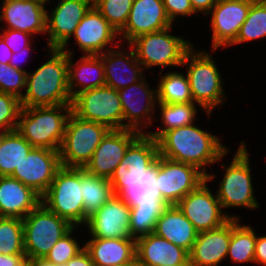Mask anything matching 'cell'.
<instances>
[{
  "label": "cell",
  "mask_w": 266,
  "mask_h": 266,
  "mask_svg": "<svg viewBox=\"0 0 266 266\" xmlns=\"http://www.w3.org/2000/svg\"><path fill=\"white\" fill-rule=\"evenodd\" d=\"M81 183L86 224L115 194L109 179L89 174L84 168H81Z\"/></svg>",
  "instance_id": "cell-30"
},
{
  "label": "cell",
  "mask_w": 266,
  "mask_h": 266,
  "mask_svg": "<svg viewBox=\"0 0 266 266\" xmlns=\"http://www.w3.org/2000/svg\"><path fill=\"white\" fill-rule=\"evenodd\" d=\"M27 71L13 68L10 64L0 63V92L16 96L20 100L24 96L20 90L25 89Z\"/></svg>",
  "instance_id": "cell-40"
},
{
  "label": "cell",
  "mask_w": 266,
  "mask_h": 266,
  "mask_svg": "<svg viewBox=\"0 0 266 266\" xmlns=\"http://www.w3.org/2000/svg\"><path fill=\"white\" fill-rule=\"evenodd\" d=\"M60 49L68 54V89L72 99L85 90L106 86L104 65L99 55H83L73 65L72 52L66 47Z\"/></svg>",
  "instance_id": "cell-26"
},
{
  "label": "cell",
  "mask_w": 266,
  "mask_h": 266,
  "mask_svg": "<svg viewBox=\"0 0 266 266\" xmlns=\"http://www.w3.org/2000/svg\"><path fill=\"white\" fill-rule=\"evenodd\" d=\"M158 84V89H156L158 103H194L187 75L180 72H168L161 76Z\"/></svg>",
  "instance_id": "cell-34"
},
{
  "label": "cell",
  "mask_w": 266,
  "mask_h": 266,
  "mask_svg": "<svg viewBox=\"0 0 266 266\" xmlns=\"http://www.w3.org/2000/svg\"><path fill=\"white\" fill-rule=\"evenodd\" d=\"M71 104L22 107L16 130L34 147L60 151Z\"/></svg>",
  "instance_id": "cell-3"
},
{
  "label": "cell",
  "mask_w": 266,
  "mask_h": 266,
  "mask_svg": "<svg viewBox=\"0 0 266 266\" xmlns=\"http://www.w3.org/2000/svg\"><path fill=\"white\" fill-rule=\"evenodd\" d=\"M231 218L221 227L198 233L189 252V266H218L228 254Z\"/></svg>",
  "instance_id": "cell-23"
},
{
  "label": "cell",
  "mask_w": 266,
  "mask_h": 266,
  "mask_svg": "<svg viewBox=\"0 0 266 266\" xmlns=\"http://www.w3.org/2000/svg\"><path fill=\"white\" fill-rule=\"evenodd\" d=\"M21 100L14 95L0 92V129L16 130L21 112Z\"/></svg>",
  "instance_id": "cell-42"
},
{
  "label": "cell",
  "mask_w": 266,
  "mask_h": 266,
  "mask_svg": "<svg viewBox=\"0 0 266 266\" xmlns=\"http://www.w3.org/2000/svg\"><path fill=\"white\" fill-rule=\"evenodd\" d=\"M219 140L218 136L211 135L192 123L165 132L157 143L160 156L193 165L207 176L209 173H206V165L216 163L228 154V148Z\"/></svg>",
  "instance_id": "cell-1"
},
{
  "label": "cell",
  "mask_w": 266,
  "mask_h": 266,
  "mask_svg": "<svg viewBox=\"0 0 266 266\" xmlns=\"http://www.w3.org/2000/svg\"><path fill=\"white\" fill-rule=\"evenodd\" d=\"M33 148L17 130L4 132L0 140V177L11 176Z\"/></svg>",
  "instance_id": "cell-31"
},
{
  "label": "cell",
  "mask_w": 266,
  "mask_h": 266,
  "mask_svg": "<svg viewBox=\"0 0 266 266\" xmlns=\"http://www.w3.org/2000/svg\"><path fill=\"white\" fill-rule=\"evenodd\" d=\"M133 0H93V5L119 33L126 25Z\"/></svg>",
  "instance_id": "cell-38"
},
{
  "label": "cell",
  "mask_w": 266,
  "mask_h": 266,
  "mask_svg": "<svg viewBox=\"0 0 266 266\" xmlns=\"http://www.w3.org/2000/svg\"><path fill=\"white\" fill-rule=\"evenodd\" d=\"M188 253L194 245L198 232L177 205H167L156 221L154 232Z\"/></svg>",
  "instance_id": "cell-28"
},
{
  "label": "cell",
  "mask_w": 266,
  "mask_h": 266,
  "mask_svg": "<svg viewBox=\"0 0 266 266\" xmlns=\"http://www.w3.org/2000/svg\"><path fill=\"white\" fill-rule=\"evenodd\" d=\"M166 206L160 198H151L130 206L131 236L137 238L153 233L156 221Z\"/></svg>",
  "instance_id": "cell-32"
},
{
  "label": "cell",
  "mask_w": 266,
  "mask_h": 266,
  "mask_svg": "<svg viewBox=\"0 0 266 266\" xmlns=\"http://www.w3.org/2000/svg\"><path fill=\"white\" fill-rule=\"evenodd\" d=\"M238 218H231V237L228 254L235 263L253 262L257 236L248 225H240Z\"/></svg>",
  "instance_id": "cell-33"
},
{
  "label": "cell",
  "mask_w": 266,
  "mask_h": 266,
  "mask_svg": "<svg viewBox=\"0 0 266 266\" xmlns=\"http://www.w3.org/2000/svg\"><path fill=\"white\" fill-rule=\"evenodd\" d=\"M41 203L76 227L85 223L81 168L61 167Z\"/></svg>",
  "instance_id": "cell-5"
},
{
  "label": "cell",
  "mask_w": 266,
  "mask_h": 266,
  "mask_svg": "<svg viewBox=\"0 0 266 266\" xmlns=\"http://www.w3.org/2000/svg\"><path fill=\"white\" fill-rule=\"evenodd\" d=\"M160 106V111L162 115V122L165 125L164 128L161 129L159 127L158 131L153 133L147 132L146 134L156 141L167 131L184 127L186 125L192 124L195 122V117L197 113L196 104L195 103H174V104H166V103H158Z\"/></svg>",
  "instance_id": "cell-35"
},
{
  "label": "cell",
  "mask_w": 266,
  "mask_h": 266,
  "mask_svg": "<svg viewBox=\"0 0 266 266\" xmlns=\"http://www.w3.org/2000/svg\"><path fill=\"white\" fill-rule=\"evenodd\" d=\"M139 135L130 129L109 130L84 169L89 174L110 179L127 148Z\"/></svg>",
  "instance_id": "cell-15"
},
{
  "label": "cell",
  "mask_w": 266,
  "mask_h": 266,
  "mask_svg": "<svg viewBox=\"0 0 266 266\" xmlns=\"http://www.w3.org/2000/svg\"><path fill=\"white\" fill-rule=\"evenodd\" d=\"M3 134H4V132L3 131H0V140H1L2 136H3Z\"/></svg>",
  "instance_id": "cell-56"
},
{
  "label": "cell",
  "mask_w": 266,
  "mask_h": 266,
  "mask_svg": "<svg viewBox=\"0 0 266 266\" xmlns=\"http://www.w3.org/2000/svg\"><path fill=\"white\" fill-rule=\"evenodd\" d=\"M61 167L59 151L33 148L11 177L32 188L42 197Z\"/></svg>",
  "instance_id": "cell-14"
},
{
  "label": "cell",
  "mask_w": 266,
  "mask_h": 266,
  "mask_svg": "<svg viewBox=\"0 0 266 266\" xmlns=\"http://www.w3.org/2000/svg\"><path fill=\"white\" fill-rule=\"evenodd\" d=\"M30 46L31 44L28 46V47H25L23 48L22 50H20L19 52L17 53H13L12 57H11V60L9 62V64L13 67V68H16V69H19V70H22V68L19 66V59H21V56L23 54H27L26 52H29L30 50ZM23 59V58H22Z\"/></svg>",
  "instance_id": "cell-50"
},
{
  "label": "cell",
  "mask_w": 266,
  "mask_h": 266,
  "mask_svg": "<svg viewBox=\"0 0 266 266\" xmlns=\"http://www.w3.org/2000/svg\"><path fill=\"white\" fill-rule=\"evenodd\" d=\"M253 2H219L212 7L211 14L212 49L230 46L247 18Z\"/></svg>",
  "instance_id": "cell-20"
},
{
  "label": "cell",
  "mask_w": 266,
  "mask_h": 266,
  "mask_svg": "<svg viewBox=\"0 0 266 266\" xmlns=\"http://www.w3.org/2000/svg\"><path fill=\"white\" fill-rule=\"evenodd\" d=\"M159 156L158 143L146 133L140 134L127 148L109 181L115 195L120 196L130 185L141 179Z\"/></svg>",
  "instance_id": "cell-12"
},
{
  "label": "cell",
  "mask_w": 266,
  "mask_h": 266,
  "mask_svg": "<svg viewBox=\"0 0 266 266\" xmlns=\"http://www.w3.org/2000/svg\"><path fill=\"white\" fill-rule=\"evenodd\" d=\"M86 225L93 238H134L129 231L130 205L118 195L89 217Z\"/></svg>",
  "instance_id": "cell-17"
},
{
  "label": "cell",
  "mask_w": 266,
  "mask_h": 266,
  "mask_svg": "<svg viewBox=\"0 0 266 266\" xmlns=\"http://www.w3.org/2000/svg\"><path fill=\"white\" fill-rule=\"evenodd\" d=\"M0 23L4 19L7 29L29 34L46 33L47 11L33 0H3Z\"/></svg>",
  "instance_id": "cell-24"
},
{
  "label": "cell",
  "mask_w": 266,
  "mask_h": 266,
  "mask_svg": "<svg viewBox=\"0 0 266 266\" xmlns=\"http://www.w3.org/2000/svg\"><path fill=\"white\" fill-rule=\"evenodd\" d=\"M120 266H145L137 257H134L131 261Z\"/></svg>",
  "instance_id": "cell-52"
},
{
  "label": "cell",
  "mask_w": 266,
  "mask_h": 266,
  "mask_svg": "<svg viewBox=\"0 0 266 266\" xmlns=\"http://www.w3.org/2000/svg\"><path fill=\"white\" fill-rule=\"evenodd\" d=\"M75 228L76 227H73L51 248L49 253L45 256L48 261L62 266L85 248L84 246L80 247V244L75 240V238H72L71 235Z\"/></svg>",
  "instance_id": "cell-41"
},
{
  "label": "cell",
  "mask_w": 266,
  "mask_h": 266,
  "mask_svg": "<svg viewBox=\"0 0 266 266\" xmlns=\"http://www.w3.org/2000/svg\"><path fill=\"white\" fill-rule=\"evenodd\" d=\"M5 216L2 214V209H1V206H0V219L1 218H4Z\"/></svg>",
  "instance_id": "cell-55"
},
{
  "label": "cell",
  "mask_w": 266,
  "mask_h": 266,
  "mask_svg": "<svg viewBox=\"0 0 266 266\" xmlns=\"http://www.w3.org/2000/svg\"><path fill=\"white\" fill-rule=\"evenodd\" d=\"M206 180L197 167L158 156L155 162V181L159 198L166 205H176L189 192Z\"/></svg>",
  "instance_id": "cell-10"
},
{
  "label": "cell",
  "mask_w": 266,
  "mask_h": 266,
  "mask_svg": "<svg viewBox=\"0 0 266 266\" xmlns=\"http://www.w3.org/2000/svg\"><path fill=\"white\" fill-rule=\"evenodd\" d=\"M136 257L145 266H189V253L185 249L155 233L136 238Z\"/></svg>",
  "instance_id": "cell-22"
},
{
  "label": "cell",
  "mask_w": 266,
  "mask_h": 266,
  "mask_svg": "<svg viewBox=\"0 0 266 266\" xmlns=\"http://www.w3.org/2000/svg\"><path fill=\"white\" fill-rule=\"evenodd\" d=\"M13 52L7 46L6 42L0 36V63L9 64Z\"/></svg>",
  "instance_id": "cell-49"
},
{
  "label": "cell",
  "mask_w": 266,
  "mask_h": 266,
  "mask_svg": "<svg viewBox=\"0 0 266 266\" xmlns=\"http://www.w3.org/2000/svg\"><path fill=\"white\" fill-rule=\"evenodd\" d=\"M172 26L157 32L143 34L128 45L136 59L145 68L154 66H182L186 52L193 46L182 37L169 34Z\"/></svg>",
  "instance_id": "cell-8"
},
{
  "label": "cell",
  "mask_w": 266,
  "mask_h": 266,
  "mask_svg": "<svg viewBox=\"0 0 266 266\" xmlns=\"http://www.w3.org/2000/svg\"><path fill=\"white\" fill-rule=\"evenodd\" d=\"M254 261L257 264L266 266V235L260 237L257 236Z\"/></svg>",
  "instance_id": "cell-46"
},
{
  "label": "cell",
  "mask_w": 266,
  "mask_h": 266,
  "mask_svg": "<svg viewBox=\"0 0 266 266\" xmlns=\"http://www.w3.org/2000/svg\"><path fill=\"white\" fill-rule=\"evenodd\" d=\"M26 258H45L74 226L40 203L23 219Z\"/></svg>",
  "instance_id": "cell-7"
},
{
  "label": "cell",
  "mask_w": 266,
  "mask_h": 266,
  "mask_svg": "<svg viewBox=\"0 0 266 266\" xmlns=\"http://www.w3.org/2000/svg\"><path fill=\"white\" fill-rule=\"evenodd\" d=\"M190 2L195 13L200 11L208 15L217 0H190Z\"/></svg>",
  "instance_id": "cell-48"
},
{
  "label": "cell",
  "mask_w": 266,
  "mask_h": 266,
  "mask_svg": "<svg viewBox=\"0 0 266 266\" xmlns=\"http://www.w3.org/2000/svg\"><path fill=\"white\" fill-rule=\"evenodd\" d=\"M26 266H59V265L51 263L46 258H27Z\"/></svg>",
  "instance_id": "cell-51"
},
{
  "label": "cell",
  "mask_w": 266,
  "mask_h": 266,
  "mask_svg": "<svg viewBox=\"0 0 266 266\" xmlns=\"http://www.w3.org/2000/svg\"><path fill=\"white\" fill-rule=\"evenodd\" d=\"M120 196L130 206L151 198H159L155 181V164L141 179L132 183Z\"/></svg>",
  "instance_id": "cell-39"
},
{
  "label": "cell",
  "mask_w": 266,
  "mask_h": 266,
  "mask_svg": "<svg viewBox=\"0 0 266 266\" xmlns=\"http://www.w3.org/2000/svg\"><path fill=\"white\" fill-rule=\"evenodd\" d=\"M165 11L173 23L177 16H189L195 14L190 0H162Z\"/></svg>",
  "instance_id": "cell-44"
},
{
  "label": "cell",
  "mask_w": 266,
  "mask_h": 266,
  "mask_svg": "<svg viewBox=\"0 0 266 266\" xmlns=\"http://www.w3.org/2000/svg\"><path fill=\"white\" fill-rule=\"evenodd\" d=\"M193 47L186 52L182 66L188 67L187 76L194 103L204 108L209 117L213 109L223 103V81L211 54L205 51L195 53Z\"/></svg>",
  "instance_id": "cell-4"
},
{
  "label": "cell",
  "mask_w": 266,
  "mask_h": 266,
  "mask_svg": "<svg viewBox=\"0 0 266 266\" xmlns=\"http://www.w3.org/2000/svg\"><path fill=\"white\" fill-rule=\"evenodd\" d=\"M33 1L37 2L38 4H41L42 6H44L46 2H49V0H33Z\"/></svg>",
  "instance_id": "cell-54"
},
{
  "label": "cell",
  "mask_w": 266,
  "mask_h": 266,
  "mask_svg": "<svg viewBox=\"0 0 266 266\" xmlns=\"http://www.w3.org/2000/svg\"><path fill=\"white\" fill-rule=\"evenodd\" d=\"M42 197L11 176L0 177V206L5 217L23 219L40 203Z\"/></svg>",
  "instance_id": "cell-27"
},
{
  "label": "cell",
  "mask_w": 266,
  "mask_h": 266,
  "mask_svg": "<svg viewBox=\"0 0 266 266\" xmlns=\"http://www.w3.org/2000/svg\"><path fill=\"white\" fill-rule=\"evenodd\" d=\"M84 247L96 266H120L136 257V238H91Z\"/></svg>",
  "instance_id": "cell-29"
},
{
  "label": "cell",
  "mask_w": 266,
  "mask_h": 266,
  "mask_svg": "<svg viewBox=\"0 0 266 266\" xmlns=\"http://www.w3.org/2000/svg\"><path fill=\"white\" fill-rule=\"evenodd\" d=\"M0 254H25L23 220L21 218L4 217L0 219Z\"/></svg>",
  "instance_id": "cell-37"
},
{
  "label": "cell",
  "mask_w": 266,
  "mask_h": 266,
  "mask_svg": "<svg viewBox=\"0 0 266 266\" xmlns=\"http://www.w3.org/2000/svg\"><path fill=\"white\" fill-rule=\"evenodd\" d=\"M219 2H255L257 0H217Z\"/></svg>",
  "instance_id": "cell-53"
},
{
  "label": "cell",
  "mask_w": 266,
  "mask_h": 266,
  "mask_svg": "<svg viewBox=\"0 0 266 266\" xmlns=\"http://www.w3.org/2000/svg\"><path fill=\"white\" fill-rule=\"evenodd\" d=\"M130 49V54L123 53L121 50L113 51V48L107 51L108 54H106L107 52L99 54L104 65L106 86L120 90L140 81L144 77L142 69L145 68L140 66L141 64L136 59L134 50L131 47Z\"/></svg>",
  "instance_id": "cell-25"
},
{
  "label": "cell",
  "mask_w": 266,
  "mask_h": 266,
  "mask_svg": "<svg viewBox=\"0 0 266 266\" xmlns=\"http://www.w3.org/2000/svg\"><path fill=\"white\" fill-rule=\"evenodd\" d=\"M108 131L105 125L81 119L71 112L59 151L61 165L68 168H85Z\"/></svg>",
  "instance_id": "cell-6"
},
{
  "label": "cell",
  "mask_w": 266,
  "mask_h": 266,
  "mask_svg": "<svg viewBox=\"0 0 266 266\" xmlns=\"http://www.w3.org/2000/svg\"><path fill=\"white\" fill-rule=\"evenodd\" d=\"M145 81L146 79L143 77L140 81L118 90L123 109V121L128 120L125 123V129L134 130L140 134H144L140 125L143 121L142 127L146 128L150 123L152 124L153 116L151 114L154 113L155 100L157 101V90H150Z\"/></svg>",
  "instance_id": "cell-18"
},
{
  "label": "cell",
  "mask_w": 266,
  "mask_h": 266,
  "mask_svg": "<svg viewBox=\"0 0 266 266\" xmlns=\"http://www.w3.org/2000/svg\"><path fill=\"white\" fill-rule=\"evenodd\" d=\"M25 254L4 255L0 254V266H26Z\"/></svg>",
  "instance_id": "cell-47"
},
{
  "label": "cell",
  "mask_w": 266,
  "mask_h": 266,
  "mask_svg": "<svg viewBox=\"0 0 266 266\" xmlns=\"http://www.w3.org/2000/svg\"><path fill=\"white\" fill-rule=\"evenodd\" d=\"M72 112L81 119L105 125L109 130L125 129L118 90L103 86L85 90L72 99Z\"/></svg>",
  "instance_id": "cell-9"
},
{
  "label": "cell",
  "mask_w": 266,
  "mask_h": 266,
  "mask_svg": "<svg viewBox=\"0 0 266 266\" xmlns=\"http://www.w3.org/2000/svg\"><path fill=\"white\" fill-rule=\"evenodd\" d=\"M50 58L35 72H27L26 91L22 107L57 106L72 104L68 89V54L51 48Z\"/></svg>",
  "instance_id": "cell-2"
},
{
  "label": "cell",
  "mask_w": 266,
  "mask_h": 266,
  "mask_svg": "<svg viewBox=\"0 0 266 266\" xmlns=\"http://www.w3.org/2000/svg\"><path fill=\"white\" fill-rule=\"evenodd\" d=\"M214 178L212 174L207 175L204 182L176 204L198 233L219 228L230 218H240L221 211L217 195L210 192L206 183Z\"/></svg>",
  "instance_id": "cell-13"
},
{
  "label": "cell",
  "mask_w": 266,
  "mask_h": 266,
  "mask_svg": "<svg viewBox=\"0 0 266 266\" xmlns=\"http://www.w3.org/2000/svg\"><path fill=\"white\" fill-rule=\"evenodd\" d=\"M247 152L242 141L232 162L225 168L226 173L216 194L222 209L241 206L249 209L259 208L254 197Z\"/></svg>",
  "instance_id": "cell-11"
},
{
  "label": "cell",
  "mask_w": 266,
  "mask_h": 266,
  "mask_svg": "<svg viewBox=\"0 0 266 266\" xmlns=\"http://www.w3.org/2000/svg\"><path fill=\"white\" fill-rule=\"evenodd\" d=\"M266 36V0H257L250 6L236 40L230 45L248 42Z\"/></svg>",
  "instance_id": "cell-36"
},
{
  "label": "cell",
  "mask_w": 266,
  "mask_h": 266,
  "mask_svg": "<svg viewBox=\"0 0 266 266\" xmlns=\"http://www.w3.org/2000/svg\"><path fill=\"white\" fill-rule=\"evenodd\" d=\"M172 26L162 0H133L128 21L119 32L130 43L140 35L164 30Z\"/></svg>",
  "instance_id": "cell-19"
},
{
  "label": "cell",
  "mask_w": 266,
  "mask_h": 266,
  "mask_svg": "<svg viewBox=\"0 0 266 266\" xmlns=\"http://www.w3.org/2000/svg\"><path fill=\"white\" fill-rule=\"evenodd\" d=\"M118 34L93 5L79 22L73 36L84 55H99L108 51L105 46L112 44Z\"/></svg>",
  "instance_id": "cell-21"
},
{
  "label": "cell",
  "mask_w": 266,
  "mask_h": 266,
  "mask_svg": "<svg viewBox=\"0 0 266 266\" xmlns=\"http://www.w3.org/2000/svg\"><path fill=\"white\" fill-rule=\"evenodd\" d=\"M63 266H96L92 261L89 252L84 248L75 257L69 260Z\"/></svg>",
  "instance_id": "cell-45"
},
{
  "label": "cell",
  "mask_w": 266,
  "mask_h": 266,
  "mask_svg": "<svg viewBox=\"0 0 266 266\" xmlns=\"http://www.w3.org/2000/svg\"><path fill=\"white\" fill-rule=\"evenodd\" d=\"M93 6V0H60L46 16L48 48L66 47L79 22Z\"/></svg>",
  "instance_id": "cell-16"
},
{
  "label": "cell",
  "mask_w": 266,
  "mask_h": 266,
  "mask_svg": "<svg viewBox=\"0 0 266 266\" xmlns=\"http://www.w3.org/2000/svg\"><path fill=\"white\" fill-rule=\"evenodd\" d=\"M30 35L27 32L14 29H3V33H0V36L13 53H17L31 44L30 41L32 39L30 38L32 36Z\"/></svg>",
  "instance_id": "cell-43"
}]
</instances>
